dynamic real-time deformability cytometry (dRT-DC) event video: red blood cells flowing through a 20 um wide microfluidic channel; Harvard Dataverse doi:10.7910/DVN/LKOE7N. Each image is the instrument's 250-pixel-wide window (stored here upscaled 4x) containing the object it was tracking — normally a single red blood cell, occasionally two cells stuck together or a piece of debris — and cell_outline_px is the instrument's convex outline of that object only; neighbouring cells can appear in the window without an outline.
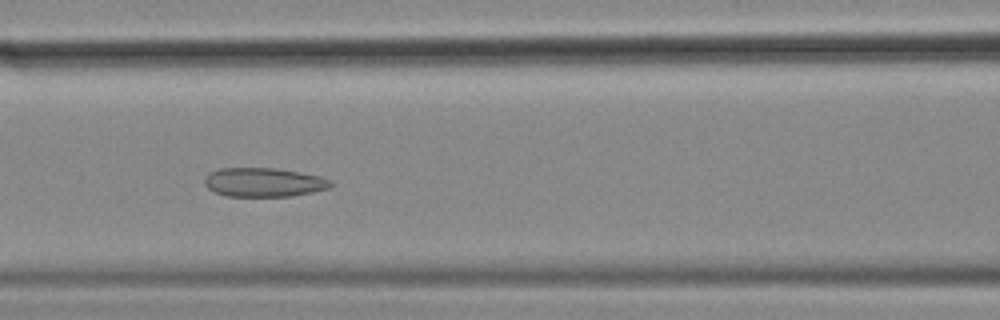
{"species": "common noctule bat (a hibernating species)", "species_latin": "Nyctalus noctula", "temperature_condition": "cold", "stored_images_in_passage": 56, "camera_frame_rate_fps": 3000, "um_per_image_px": 0.085, "animal": {"sex": "female", "body_mass_g": 18.4}, "frame": {"image": 1, "passage_image": 24, "time_ms": 7.667, "image_size_px": [1000, 320], "cell_outline_px": [[332, 184], [328, 188], [312, 192], [292, 196], [228, 196], [216, 192], [208, 188], [204, 184], [204, 180], [208, 172], [220, 168], [276, 168], [300, 172], [320, 176], [332, 180]], "centroid_in_image_um": [22.41, 15.48], "position_along_channel_um": 144.2, "area_um2": 21.33}}
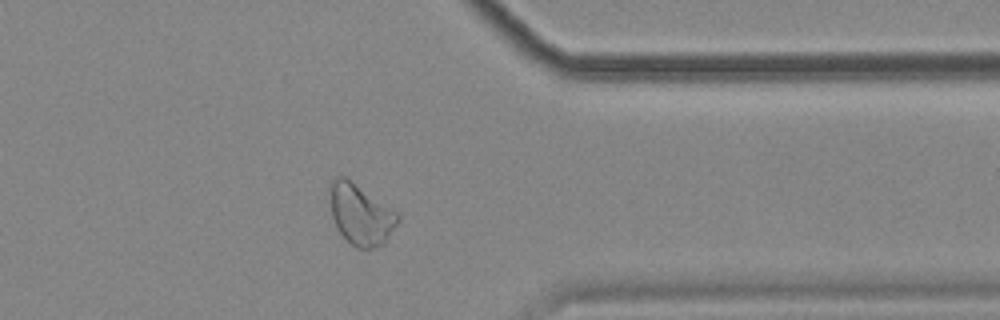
{"frame": {"image": 2, "passage_image": 45, "time_ms": 14.667, "image_size_px": [1000, 320], "cell_outline_px": [[400, 220], [384, 240], [380, 244], [372, 248], [356, 248], [336, 228], [332, 216], [328, 188], [328, 184], [336, 176], [344, 176], [352, 180], [396, 212], [400, 216]], "centroid_in_image_um": [30.6, 18.17], "position_along_channel_um": 380.8, "area_um2": 23.76}}
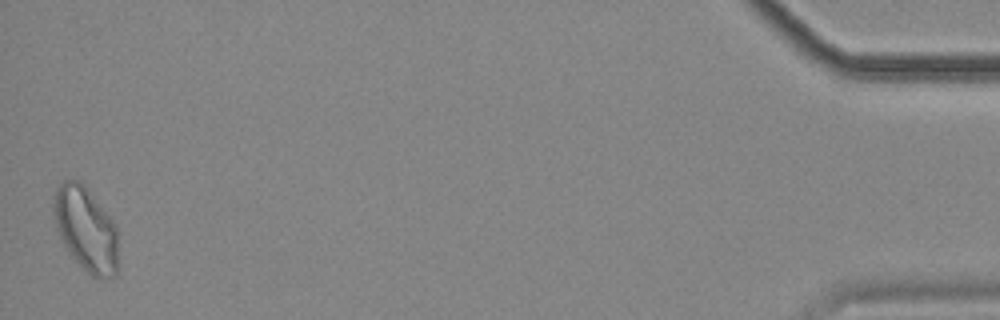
{"frame": {"image": 3, "passage_image": 56, "time_ms": 18.333, "image_size_px": [1000, 320], "cell_outline_px": [[120, 272], [112, 280], [96, 280], [68, 252], [56, 228], [52, 212], [52, 196], [56, 188], [64, 180], [80, 180], [84, 184], [116, 224], [120, 268]], "centroid_in_image_um": [7.34, 19.53], "position_along_channel_um": 427.9, "area_um2": 32.77}, "authors_computed_cell_mechanics": {"area_um2": 24.5072, "velocity_mm_per_s": 3.5082, "shape_relaxation_time_tau1_ms": null, "shape_relaxation_time_tau2_ms": 3.3492, "deformation_change_tau1": null, "deformation_change_tau2": 0.1054}}